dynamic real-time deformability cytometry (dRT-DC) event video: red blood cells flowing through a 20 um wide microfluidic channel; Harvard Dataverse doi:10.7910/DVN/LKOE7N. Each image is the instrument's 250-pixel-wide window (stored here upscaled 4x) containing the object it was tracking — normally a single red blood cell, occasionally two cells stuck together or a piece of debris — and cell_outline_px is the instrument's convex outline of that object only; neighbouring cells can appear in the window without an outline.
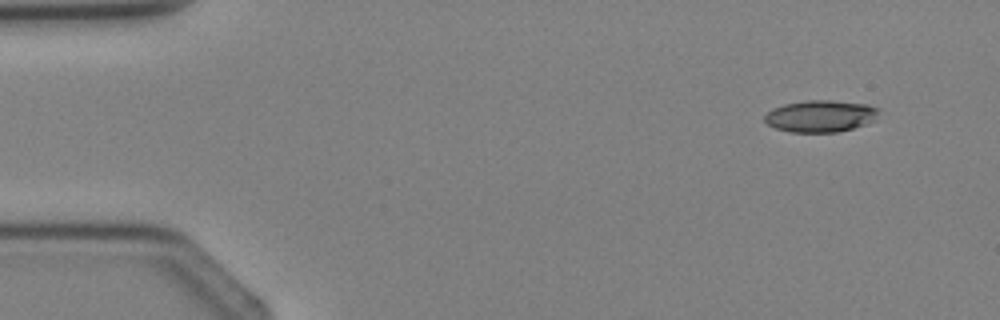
{"species": "Egyptian fruit bat (a non-hibernating species)", "species_latin": "Rousettus aegyptiacus", "temperature_condition": "cold", "stored_images_in_passage": 4, "segment_of_instrument_passage": [2, 2], "camera_frame_rate_fps": 3000, "um_per_image_px": 0.085, "animal": {"sex": "female"}, "frame": {"image": 1, "passage_image": 4, "time_ms": 3.667, "image_size_px": [1000, 320], "cell_outline_px": [[880, 112], [876, 120], [852, 128], [836, 132], [792, 132], [776, 128], [768, 124], [764, 120], [764, 116], [772, 108], [784, 104], [804, 100], [832, 100], [868, 104], [880, 108]], "centroid_in_image_um": [69.77, 9.85], "position_along_channel_um": 15.2, "area_um2": 21.33}}